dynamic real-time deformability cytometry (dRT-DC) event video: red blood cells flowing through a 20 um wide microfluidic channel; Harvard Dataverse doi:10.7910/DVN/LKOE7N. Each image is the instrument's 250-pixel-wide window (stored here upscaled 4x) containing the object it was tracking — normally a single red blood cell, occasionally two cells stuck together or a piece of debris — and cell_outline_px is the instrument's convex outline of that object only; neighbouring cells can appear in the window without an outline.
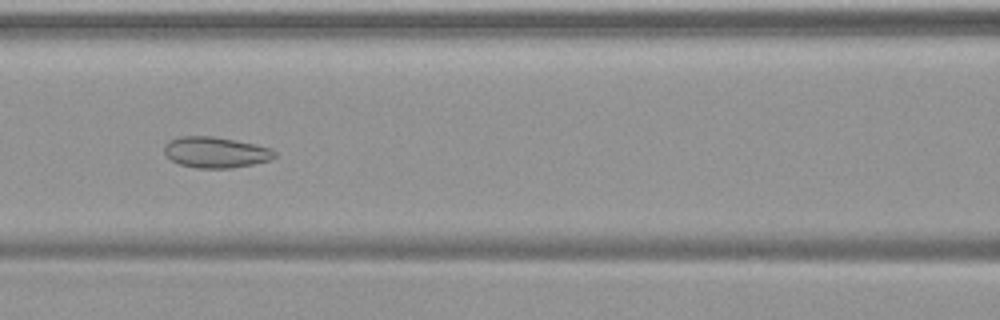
{"species": "common noctule bat (a hibernating species)", "species_latin": "Nyctalus noctula", "temperature_condition": "warm", "stored_images_in_passage": 55, "camera_frame_rate_fps": 3000, "um_per_image_px": 0.085, "animal": {"sex": "female", "body_mass_g": 19.9}, "frame": {"image": 1, "passage_image": 25, "time_ms": 8.0, "image_size_px": [1000, 320], "cell_outline_px": [[276, 156], [272, 160], [232, 168], [196, 168], [180, 164], [172, 160], [164, 152], [164, 144], [168, 140], [180, 136], [212, 136], [256, 144], [272, 148], [276, 152]], "centroid_in_image_um": [18.35, 12.94], "position_along_channel_um": 148.3, "area_um2": 20.0}}
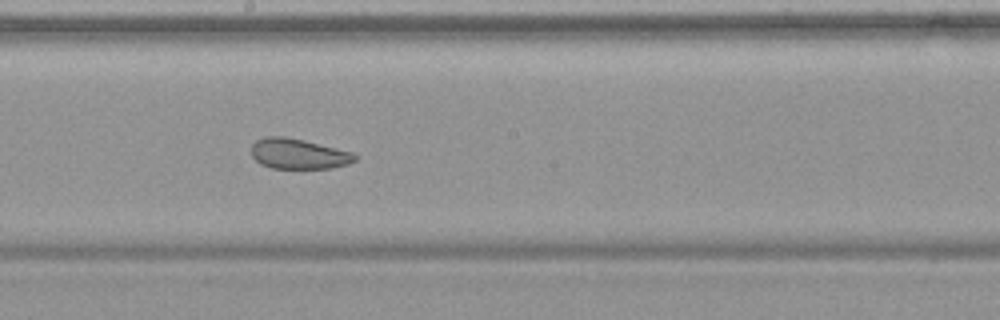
{"frame": {"image": 2, "passage_image": 31, "time_ms": 10.0, "image_size_px": [1000, 320], "cell_outline_px": [[356, 160], [348, 164], [332, 168], [272, 168], [260, 164], [252, 156], [252, 144], [256, 140], [268, 136], [284, 136], [304, 140], [352, 152], [356, 156]], "centroid_in_image_um": [25.35, 13.07], "position_along_channel_um": 222.8, "area_um2": 18.21}}
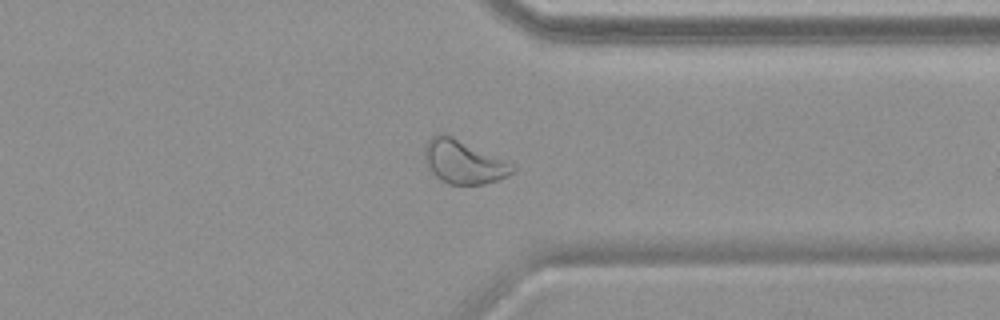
{"frame": {"image": 3, "passage_image": 43, "time_ms": 14.0, "image_size_px": [1000, 320], "cell_outline_px": [[516, 168], [508, 176], [484, 184], [448, 184], [440, 180], [432, 172], [424, 160], [424, 148], [428, 140], [436, 132], [444, 132], [516, 164]], "centroid_in_image_um": [39.4, 13.73], "position_along_channel_um": 372.0, "area_um2": 22.66}, "authors_computed_cell_mechanics": {"area_um2": 26.0678, "velocity_mm_per_s": 3.7466, "shape_relaxation_time_tau1_ms": null, "shape_relaxation_time_tau2_ms": 1.7887, "deformation_change_tau1": null, "deformation_change_tau2": 0.0735}}